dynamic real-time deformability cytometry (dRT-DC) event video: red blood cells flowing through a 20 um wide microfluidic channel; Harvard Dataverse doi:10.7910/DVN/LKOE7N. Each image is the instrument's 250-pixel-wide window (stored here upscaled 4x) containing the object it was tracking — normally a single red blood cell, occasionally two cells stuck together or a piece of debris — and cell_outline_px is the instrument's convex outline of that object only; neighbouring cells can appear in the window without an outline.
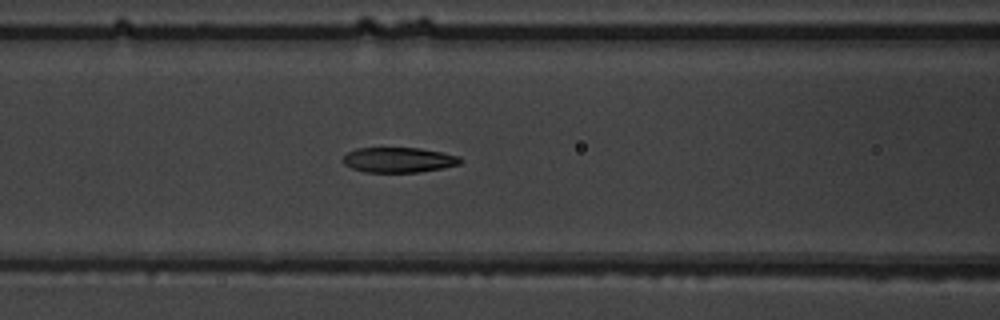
{"species": "common noctule bat (a hibernating species)", "species_latin": "Nyctalus noctula", "temperature_condition": "warm", "stored_images_in_passage": 21, "camera_frame_rate_fps": 3000, "um_per_image_px": 0.085, "animal": {"sex": "male", "body_mass_g": 19.5, "forearm_length_mm": 54.6}, "frame": {"image": 1, "passage_image": 21, "time_ms": 6.667, "image_size_px": [1000, 320], "cell_outline_px": [[464, 160], [460, 164], [420, 172], [364, 172], [352, 168], [344, 164], [340, 160], [348, 152], [356, 148], [420, 148], [460, 156]], "centroid_in_image_um": [33.87, 13.59], "position_along_channel_um": 132.7, "area_um2": 17.22}}